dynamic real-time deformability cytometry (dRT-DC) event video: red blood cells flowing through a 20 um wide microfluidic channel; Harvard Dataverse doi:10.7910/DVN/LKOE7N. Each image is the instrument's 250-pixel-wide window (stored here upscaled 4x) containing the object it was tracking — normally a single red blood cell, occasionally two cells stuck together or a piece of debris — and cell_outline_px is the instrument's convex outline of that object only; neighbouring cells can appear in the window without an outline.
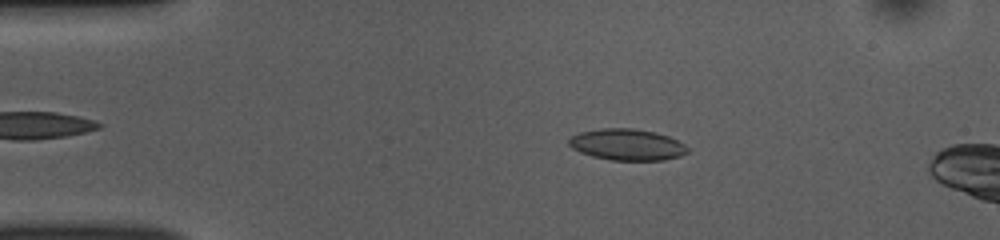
{"species": "common noctule bat (a hibernating species)", "species_latin": "Nyctalus noctula", "temperature_condition": "room temperature", "stored_images_in_passage": 52, "camera_frame_rate_fps": 3000, "um_per_image_px": 0.085, "animal": {"sex": "female", "body_mass_g": 10.0, "forearm_length_mm": 53.1}, "frame": {"image": 1, "passage_image": 9, "time_ms": 2.667, "image_size_px": [1000, 240], "cell_outline_px": [[688, 152], [680, 156], [664, 160], [608, 160], [592, 156], [580, 152], [572, 148], [568, 144], [568, 140], [572, 136], [580, 132], [604, 128], [632, 128], [656, 132], [668, 136], [684, 144], [688, 148]], "centroid_in_image_um": [53.3, 12.29], "position_along_channel_um": 31.7, "area_um2": 21.68}}
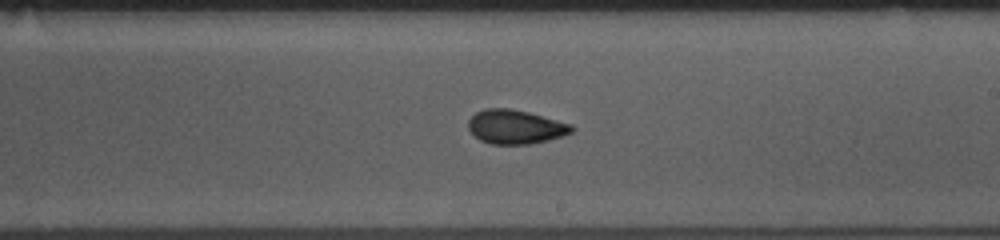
{"frame": {"image": 2, "passage_image": 29, "time_ms": 9.333, "image_size_px": [1000, 240], "cell_outline_px": [[576, 128], [572, 132], [564, 136], [548, 140], [528, 144], [492, 144], [480, 140], [468, 128], [468, 120], [476, 112], [484, 108], [512, 108], [528, 112], [572, 124]], "centroid_in_image_um": [43.83, 10.77], "position_along_channel_um": 245.2, "area_um2": 20.58}}
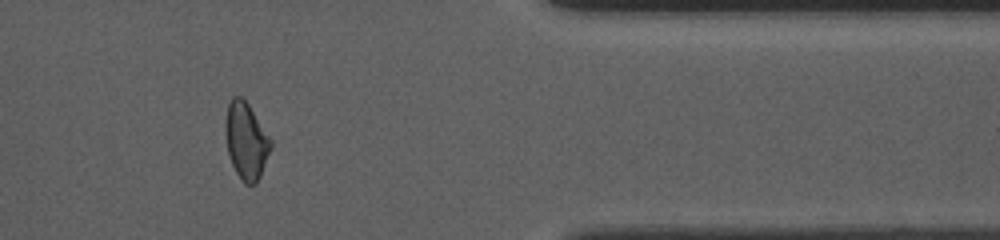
{"frame": {"image": 3, "passage_image": 42, "time_ms": 13.667, "image_size_px": [1000, 240], "cell_outline_px": [[272, 148], [260, 176], [256, 184], [244, 184], [240, 180], [232, 164], [228, 152], [224, 136], [224, 124], [228, 100], [232, 96], [240, 96], [248, 104], [272, 140]], "centroid_in_image_um": [20.9, 11.96], "position_along_channel_um": 390.5, "area_um2": 20.58}, "authors_computed_cell_mechanics": {"area_um2": 20.8947, "velocity_mm_per_s": 3.865, "shape_relaxation_time_tau1_ms": 6.6026, "shape_relaxation_time_tau2_ms": 2.9639, "deformation_change_tau1": 0.1257, "deformation_change_tau2": 0.0854}}